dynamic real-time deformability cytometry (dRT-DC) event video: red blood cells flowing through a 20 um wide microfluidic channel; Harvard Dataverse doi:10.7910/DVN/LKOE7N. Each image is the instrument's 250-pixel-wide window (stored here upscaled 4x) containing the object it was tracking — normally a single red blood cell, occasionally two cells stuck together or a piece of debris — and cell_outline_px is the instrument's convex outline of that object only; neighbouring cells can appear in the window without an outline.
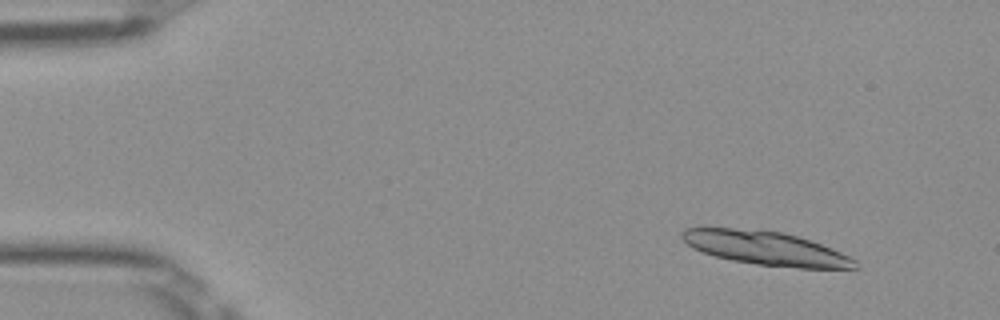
{"species": "Egyptian fruit bat (a non-hibernating species)", "species_latin": "Rousettus aegyptiacus", "temperature_condition": "room temperature", "stored_images_in_passage": 32, "camera_frame_rate_fps": 3000, "um_per_image_px": 0.085, "frame": {"image": 1, "passage_image": 5, "time_ms": 1.333, "image_size_px": [1000, 320], "cell_outline_px": [[860, 268], [800, 268], [756, 264], [732, 260], [716, 256], [692, 248], [680, 236], [680, 232], [684, 228], [732, 228], [784, 232], [832, 248], [856, 260]], "centroid_in_image_um": [65.09, 21.1], "position_along_channel_um": 19.9, "area_um2": 33.64}}
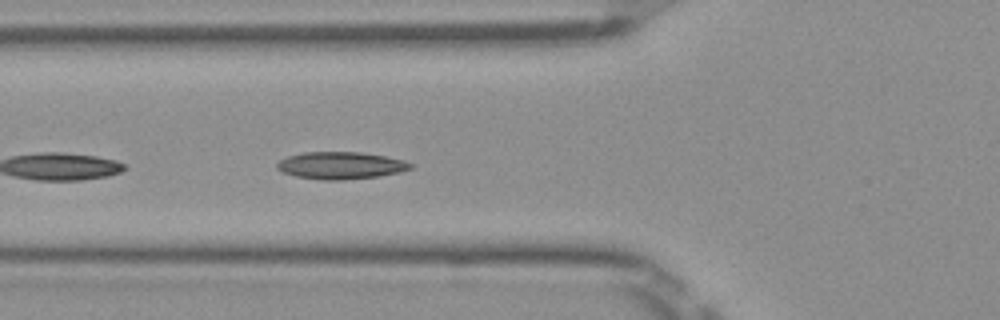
{"frame": {"image": 2, "passage_image": 19, "time_ms": 6.0, "image_size_px": [1000, 320], "cell_outline_px": [[412, 168], [400, 172], [376, 176], [344, 180], [324, 180], [296, 176], [280, 172], [276, 168], [276, 164], [280, 160], [288, 156], [304, 152], [360, 152], [384, 156], [404, 160], [412, 164]], "centroid_in_image_um": [28.93, 14.06], "position_along_channel_um": 96.9, "area_um2": 21.1}}
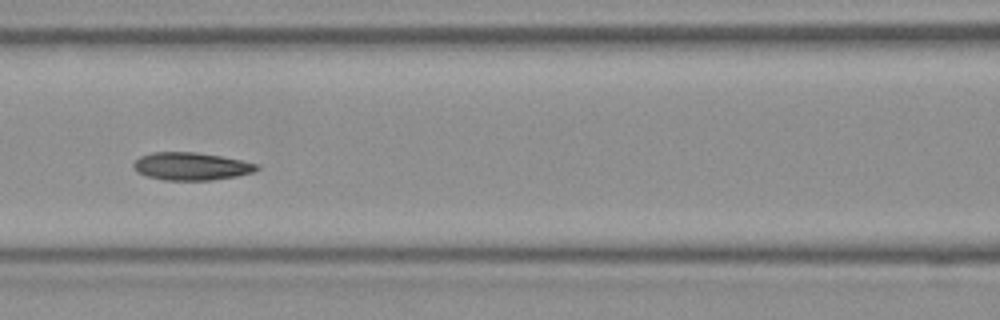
{"frame": {"image": 3, "passage_image": 23, "time_ms": 7.333, "image_size_px": [1000, 320], "cell_outline_px": [[260, 168], [252, 172], [236, 176], [212, 180], [164, 180], [148, 176], [136, 172], [132, 164], [140, 156], [152, 152], [196, 152], [220, 156], [260, 164]], "centroid_in_image_um": [16.24, 14.13], "position_along_channel_um": 150.4, "area_um2": 19.88}}